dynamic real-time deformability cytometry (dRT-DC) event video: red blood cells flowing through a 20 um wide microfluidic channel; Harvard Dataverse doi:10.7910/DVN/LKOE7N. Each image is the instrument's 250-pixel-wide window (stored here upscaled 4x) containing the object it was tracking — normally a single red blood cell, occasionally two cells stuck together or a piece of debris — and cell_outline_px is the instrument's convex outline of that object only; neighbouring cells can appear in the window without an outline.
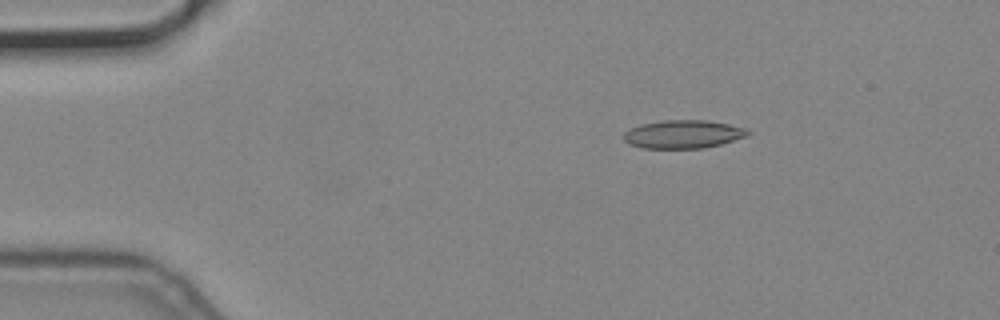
{"species": "common noctule bat (a hibernating species)", "species_latin": "Nyctalus noctula", "temperature_condition": "cold", "stored_images_in_passage": 5, "camera_frame_rate_fps": 3000, "um_per_image_px": 0.085, "animal": {"sex": "male", "body_mass_g": 19.2, "forearm_length_mm": 51.8}, "frame": {"image": 1, "passage_image": 3, "time_ms": 0.667, "image_size_px": [1000, 320], "cell_outline_px": [[752, 132], [748, 136], [720, 144], [704, 148], [644, 148], [628, 144], [624, 140], [624, 132], [640, 124], [664, 120], [708, 120], [728, 124], [744, 128]], "centroid_in_image_um": [58.07, 11.4], "position_along_channel_um": 26.9, "area_um2": 20.4}}